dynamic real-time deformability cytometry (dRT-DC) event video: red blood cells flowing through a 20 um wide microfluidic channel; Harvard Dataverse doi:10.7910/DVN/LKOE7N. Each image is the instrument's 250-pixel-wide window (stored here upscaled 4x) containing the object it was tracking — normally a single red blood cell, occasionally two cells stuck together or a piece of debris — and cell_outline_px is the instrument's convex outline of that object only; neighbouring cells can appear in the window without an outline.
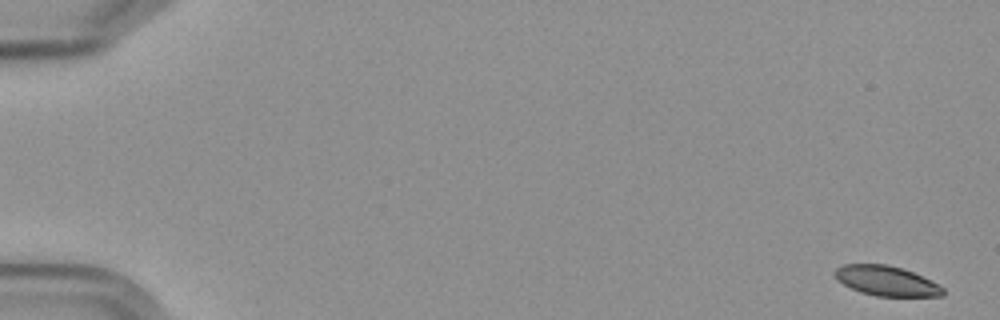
{"species": "Egyptian fruit bat (a non-hibernating species)", "species_latin": "Rousettus aegyptiacus", "temperature_condition": "cold", "stored_images_in_passage": 6, "segment_of_instrument_passage": [1, 2], "camera_frame_rate_fps": 3000, "um_per_image_px": 0.085, "frame": {"image": 1, "passage_image": 1, "time_ms": 0.0, "image_size_px": [1000, 320], "cell_outline_px": [[944, 296], [876, 296], [860, 292], [836, 280], [836, 268], [844, 264], [884, 264], [900, 268], [912, 272], [944, 288]], "centroid_in_image_um": [75.32, 23.88], "position_along_channel_um": 9.7, "area_um2": 18.44}}
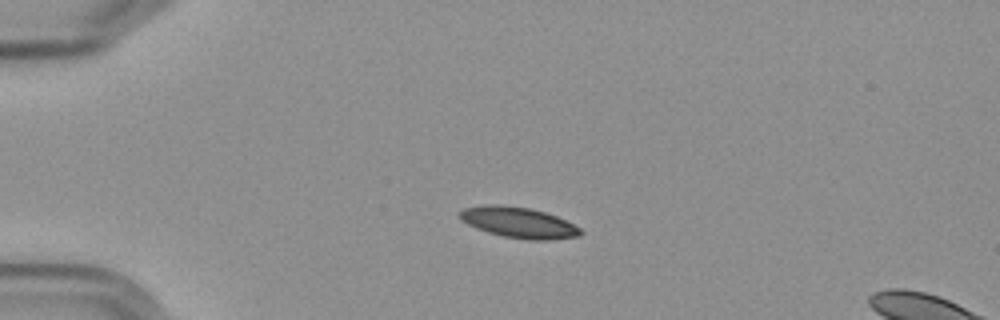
{"frame": {"image": 2, "passage_image": 4, "time_ms": 4.333, "image_size_px": [1000, 320], "cell_outline_px": [[584, 232], [580, 236], [548, 240], [528, 240], [504, 236], [488, 232], [476, 228], [460, 220], [460, 212], [464, 208], [528, 208], [544, 212], [556, 216], [580, 228]], "centroid_in_image_um": [44.19, 18.99], "position_along_channel_um": 40.8, "area_um2": 20.4}}